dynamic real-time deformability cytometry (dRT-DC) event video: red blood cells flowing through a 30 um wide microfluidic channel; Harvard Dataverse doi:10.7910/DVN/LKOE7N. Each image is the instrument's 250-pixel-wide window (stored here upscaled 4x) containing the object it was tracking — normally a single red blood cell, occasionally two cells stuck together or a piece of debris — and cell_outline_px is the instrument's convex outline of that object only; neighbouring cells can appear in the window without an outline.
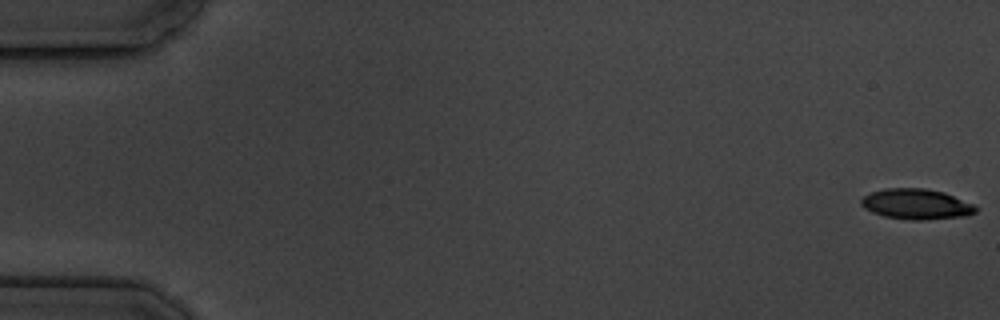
{"species": "common noctule bat (a hibernating species)", "species_latin": "Nyctalus noctula", "temperature_condition": "cold", "stored_images_in_passage": 8, "camera_frame_rate_fps": 3000, "um_per_image_px": 0.085, "animal": {"sex": "male", "body_mass_g": 19.5, "forearm_length_mm": 54.6}, "frame": {"image": 1, "passage_image": 1, "time_ms": 0.0, "image_size_px": [1000, 320], "cell_outline_px": [[980, 208], [976, 212], [968, 216], [924, 220], [912, 220], [884, 216], [872, 212], [864, 208], [860, 204], [860, 200], [864, 196], [872, 192], [884, 188], [924, 188], [944, 192], [976, 204]], "centroid_in_image_um": [77.94, 17.35], "position_along_channel_um": 7.1, "area_um2": 20.63}}
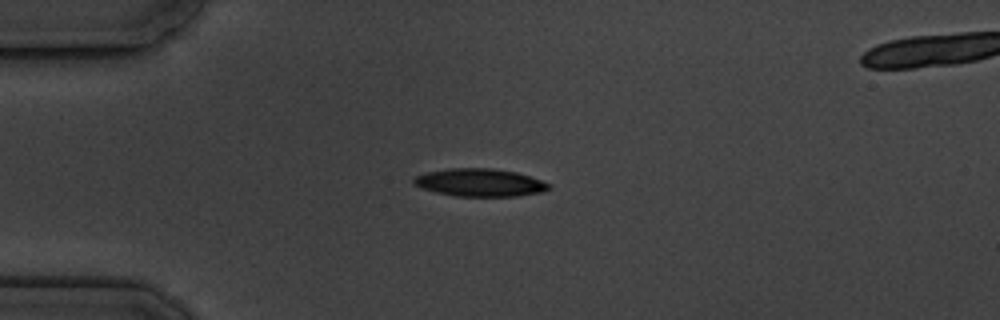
{"frame": {"image": 2, "passage_image": 5, "time_ms": 4.667, "image_size_px": [1000, 320], "cell_outline_px": [[552, 188], [540, 192], [516, 196], [456, 196], [436, 192], [412, 184], [412, 180], [416, 176], [428, 172], [448, 168], [492, 168], [516, 172], [552, 184]], "centroid_in_image_um": [40.79, 15.51], "position_along_channel_um": 44.2, "area_um2": 21.73}}
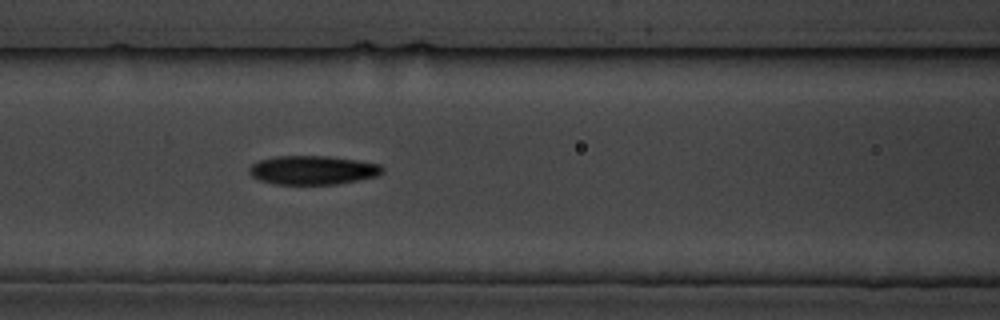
{"frame": {"image": 3, "passage_image": 8, "time_ms": 8.0, "image_size_px": [1000, 320], "cell_outline_px": [[384, 172], [376, 176], [336, 184], [276, 184], [260, 180], [252, 176], [248, 172], [248, 168], [252, 164], [260, 160], [276, 156], [328, 156], [356, 160], [380, 164], [384, 168]], "centroid_in_image_um": [26.58, 14.45], "position_along_channel_um": 140.0, "area_um2": 22.31}}